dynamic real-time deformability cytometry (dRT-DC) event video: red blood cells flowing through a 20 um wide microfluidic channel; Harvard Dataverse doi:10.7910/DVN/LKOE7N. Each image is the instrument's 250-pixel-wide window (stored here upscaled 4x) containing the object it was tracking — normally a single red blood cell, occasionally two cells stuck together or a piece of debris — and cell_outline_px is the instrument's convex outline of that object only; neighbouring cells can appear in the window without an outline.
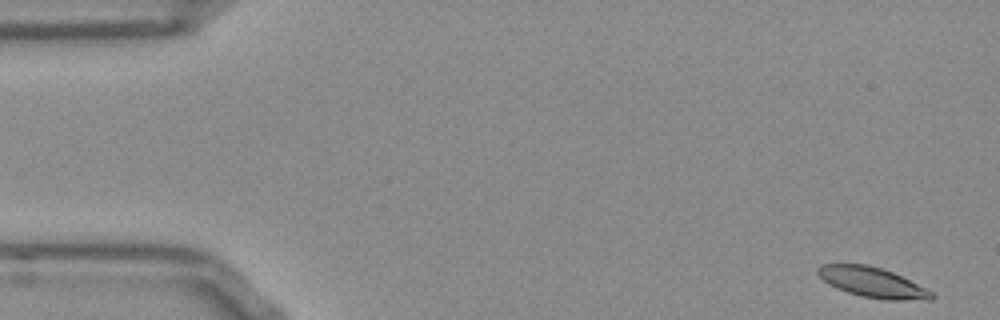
{"species": "Egyptian fruit bat (a non-hibernating species)", "species_latin": "Rousettus aegyptiacus", "temperature_condition": "room temperature", "stored_images_in_passage": 52, "camera_frame_rate_fps": 3000, "um_per_image_px": 0.085, "frame": {"image": 1, "passage_image": 1, "time_ms": 0.0, "image_size_px": [1000, 320], "cell_outline_px": [[936, 296], [932, 300], [888, 300], [860, 296], [836, 288], [828, 284], [816, 272], [816, 268], [820, 264], [868, 264], [892, 272], [932, 292]], "centroid_in_image_um": [74.12, 24.0], "position_along_channel_um": 10.9, "area_um2": 19.83}}
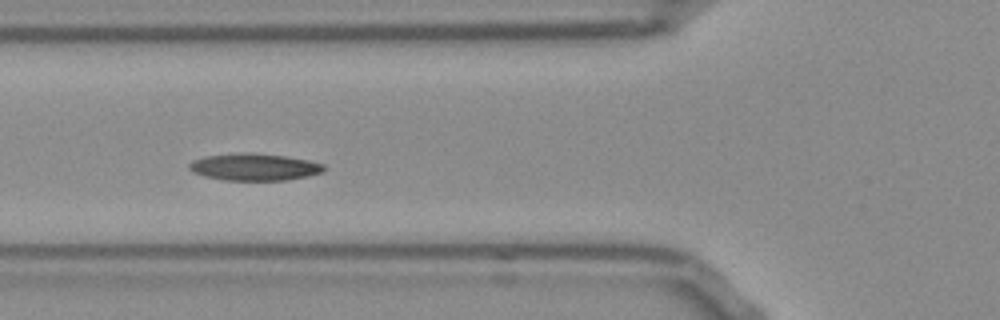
{"frame": {"image": 2, "passage_image": 18, "time_ms": 5.667, "image_size_px": [1000, 320], "cell_outline_px": [[324, 172], [308, 176], [284, 180], [224, 180], [204, 176], [192, 172], [188, 168], [188, 164], [192, 160], [208, 156], [236, 152], [252, 152], [284, 156], [308, 160], [324, 164]], "centroid_in_image_um": [21.59, 14.19], "position_along_channel_um": 104.2, "area_um2": 21.33}}
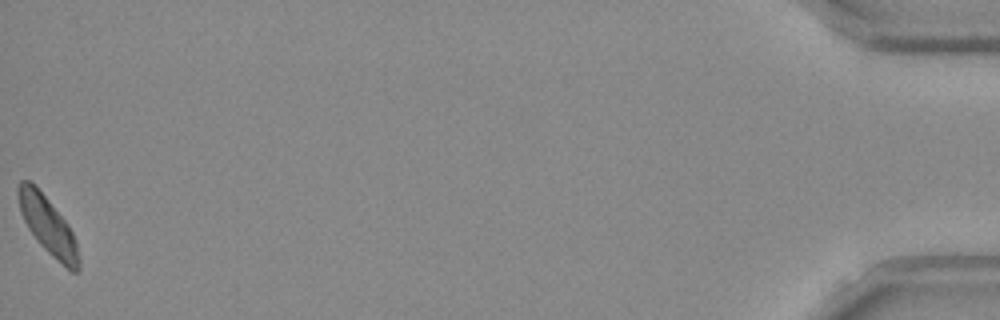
{"frame": {"image": 3, "passage_image": 52, "time_ms": 17.0, "image_size_px": [1000, 320], "cell_outline_px": [[80, 272], [72, 272], [52, 256], [40, 244], [28, 228], [20, 212], [16, 192], [16, 188], [20, 180], [28, 180], [36, 184], [68, 224], [72, 232], [76, 244], [80, 260]], "centroid_in_image_um": [4.05, 19.13], "position_along_channel_um": 431.2, "area_um2": 20.4}, "authors_computed_cell_mechanics": {"area_um2": 20.4034, "velocity_mm_per_s": 3.7984, "shape_relaxation_time_tau1_ms": 5.4467, "shape_relaxation_time_tau2_ms": null, "deformation_change_tau1": 0.1122, "deformation_change_tau2": null}}